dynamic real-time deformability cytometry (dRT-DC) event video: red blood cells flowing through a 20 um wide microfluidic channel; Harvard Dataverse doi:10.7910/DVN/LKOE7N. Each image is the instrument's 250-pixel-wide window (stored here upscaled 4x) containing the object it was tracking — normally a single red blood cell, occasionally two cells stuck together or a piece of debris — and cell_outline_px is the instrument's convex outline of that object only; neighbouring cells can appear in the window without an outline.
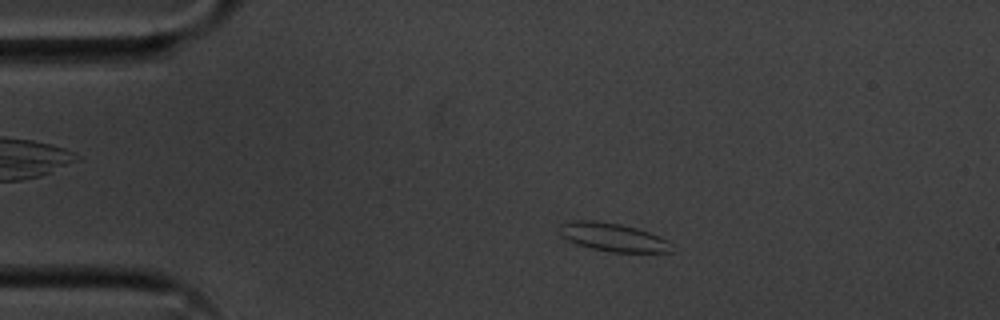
{"species": "common noctule bat (a hibernating species)", "species_latin": "Nyctalus noctula", "temperature_condition": "cold", "stored_images_in_passage": 55, "camera_frame_rate_fps": 3000, "um_per_image_px": 0.085, "animal": {"sex": "male", "body_mass_g": 20.1, "forearm_length_mm": 53.5}, "frame": {"image": 1, "passage_image": 10, "time_ms": 3.0, "image_size_px": [1000, 320], "cell_outline_px": [[672, 252], [612, 252], [592, 248], [576, 244], [560, 236], [560, 224], [576, 220], [596, 220], [620, 224], [636, 228], [648, 232], [668, 240]], "centroid_in_image_um": [52.07, 20.15], "position_along_channel_um": 32.9, "area_um2": 18.32}}
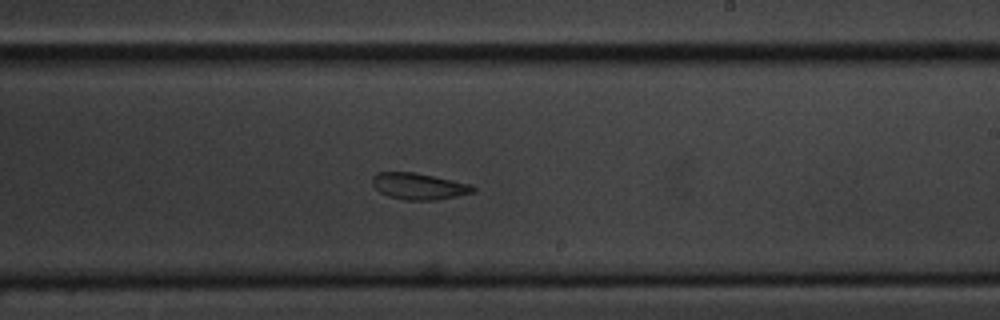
{"frame": {"image": 2, "passage_image": 32, "time_ms": 10.333, "image_size_px": [1000, 320], "cell_outline_px": [[476, 192], [436, 200], [404, 200], [388, 196], [380, 192], [372, 184], [372, 176], [376, 172], [412, 172], [472, 184], [476, 188]], "centroid_in_image_um": [35.6, 15.83], "position_along_channel_um": 253.4, "area_um2": 15.55}}
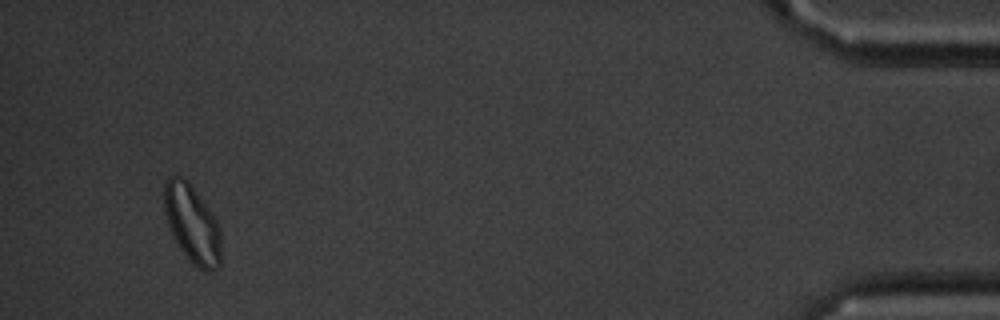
{"frame": {"image": 3, "passage_image": 52, "time_ms": 17.0, "image_size_px": [1000, 320], "cell_outline_px": [[220, 264], [216, 268], [204, 272], [180, 248], [168, 224], [164, 208], [164, 180], [168, 176], [180, 176], [188, 180], [208, 208], [216, 220], [220, 228]], "centroid_in_image_um": [16.32, 18.97], "position_along_channel_um": 418.9, "area_um2": 25.32}, "authors_computed_cell_mechanics": {"area_um2": 18.0914, "velocity_mm_per_s": 3.5841, "shape_relaxation_time_tau1_ms": null, "shape_relaxation_time_tau2_ms": 3.0897, "deformation_change_tau1": null, "deformation_change_tau2": 0.0843}}